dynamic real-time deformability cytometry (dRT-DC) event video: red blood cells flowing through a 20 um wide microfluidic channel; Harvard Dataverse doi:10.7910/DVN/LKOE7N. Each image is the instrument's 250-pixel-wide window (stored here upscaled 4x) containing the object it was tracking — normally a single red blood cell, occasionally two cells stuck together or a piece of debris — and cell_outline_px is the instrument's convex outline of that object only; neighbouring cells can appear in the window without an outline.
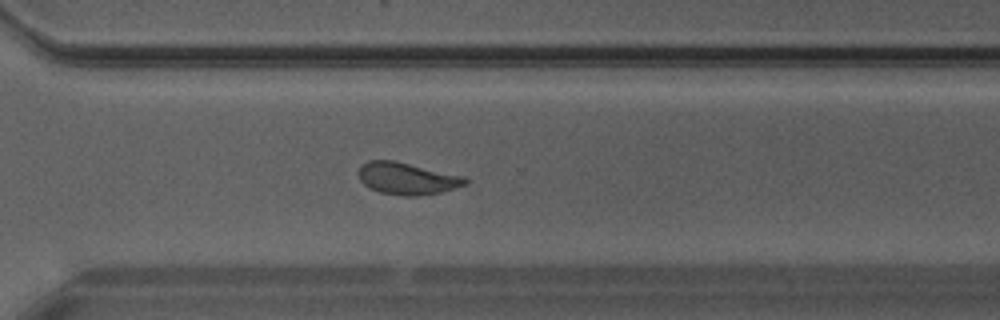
{"species": "Egyptian fruit bat (a non-hibernating species)", "species_latin": "Rousettus aegyptiacus", "temperature_condition": "warm", "stored_images_in_passage": 32, "camera_frame_rate_fps": 3000, "um_per_image_px": 0.085, "animal": {"sex": "male"}, "frame": {"image": 1, "passage_image": 23, "time_ms": 7.333, "image_size_px": [1000, 320], "cell_outline_px": [[468, 184], [440, 192], [420, 196], [404, 196], [380, 192], [364, 184], [360, 180], [360, 168], [368, 160], [396, 160], [468, 176]], "centroid_in_image_um": [34.7, 15.16], "position_along_channel_um": 335.9, "area_um2": 20.11}}